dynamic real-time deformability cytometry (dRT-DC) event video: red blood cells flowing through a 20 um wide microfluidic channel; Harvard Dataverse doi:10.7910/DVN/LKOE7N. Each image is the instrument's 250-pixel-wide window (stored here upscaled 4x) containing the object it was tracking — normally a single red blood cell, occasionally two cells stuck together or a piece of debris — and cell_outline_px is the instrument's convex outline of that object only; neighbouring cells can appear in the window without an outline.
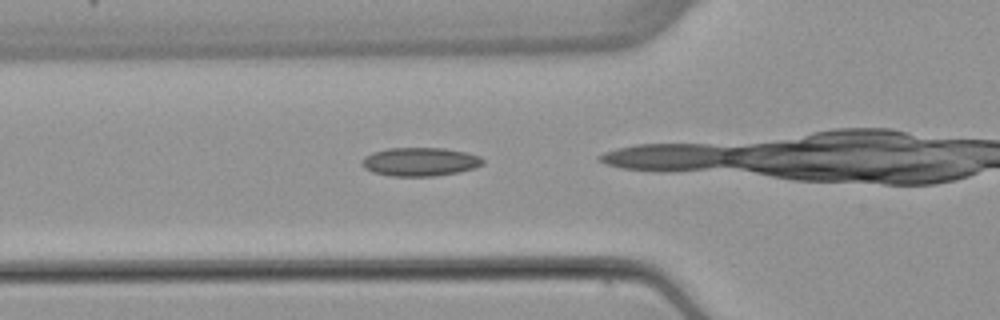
{"species": "common noctule bat (a hibernating species)", "species_latin": "Nyctalus noctula", "temperature_condition": "warm", "stored_images_in_passage": 16, "camera_frame_rate_fps": 3000, "um_per_image_px": 0.085, "animal": {"sex": "female", "body_mass_g": 22.7, "forearm_length_mm": 54.2}, "frame": {"image": 1, "passage_image": 12, "time_ms": 3.667, "image_size_px": [1000, 320], "cell_outline_px": [[484, 164], [476, 168], [460, 172], [436, 176], [392, 176], [372, 172], [364, 168], [360, 164], [364, 156], [372, 152], [388, 148], [444, 148], [468, 152], [480, 156], [484, 160]], "centroid_in_image_um": [35.72, 13.75], "position_along_channel_um": 90.1, "area_um2": 20.46}}